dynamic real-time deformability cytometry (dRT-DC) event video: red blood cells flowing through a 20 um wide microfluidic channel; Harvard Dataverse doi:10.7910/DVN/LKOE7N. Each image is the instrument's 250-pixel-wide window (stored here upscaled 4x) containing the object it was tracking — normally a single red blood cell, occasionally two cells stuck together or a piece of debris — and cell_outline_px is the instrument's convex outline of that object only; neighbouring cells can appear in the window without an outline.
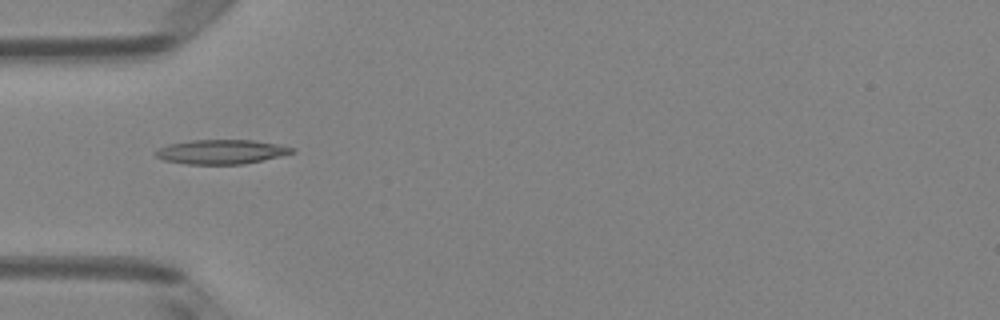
{"species": "Egyptian fruit bat (a non-hibernating species)", "species_latin": "Rousettus aegyptiacus", "temperature_condition": "room temperature", "stored_images_in_passage": 7, "camera_frame_rate_fps": 3000, "um_per_image_px": 0.085, "animal": {"sex": "female"}, "frame": {"image": 1, "passage_image": 4, "time_ms": 1.0, "image_size_px": [1000, 320], "cell_outline_px": [[296, 152], [280, 156], [244, 164], [184, 164], [164, 160], [156, 156], [152, 152], [168, 144], [192, 140], [252, 140], [276, 144], [296, 148]], "centroid_in_image_um": [18.8, 12.9], "position_along_channel_um": 66.2, "area_um2": 19.36}}
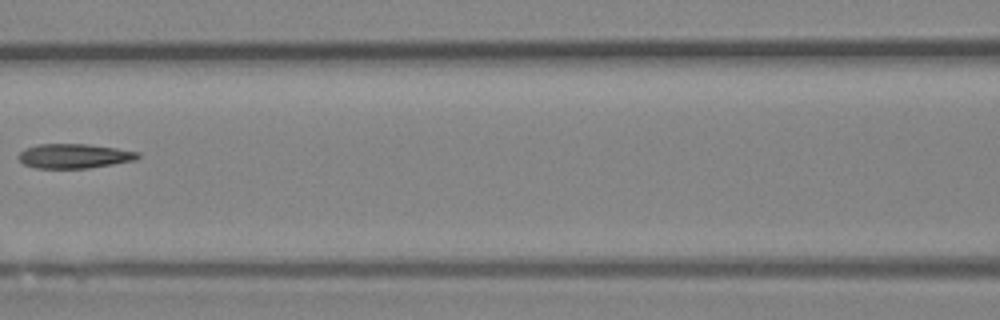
{"frame": {"image": 2, "passage_image": 6, "time_ms": 1.667, "image_size_px": [1000, 320], "cell_outline_px": [[140, 156], [136, 160], [88, 168], [36, 168], [24, 164], [16, 156], [24, 148], [36, 144], [88, 144], [116, 148], [140, 152]], "centroid_in_image_um": [6.29, 13.25], "position_along_channel_um": 160.3, "area_um2": 17.11}}
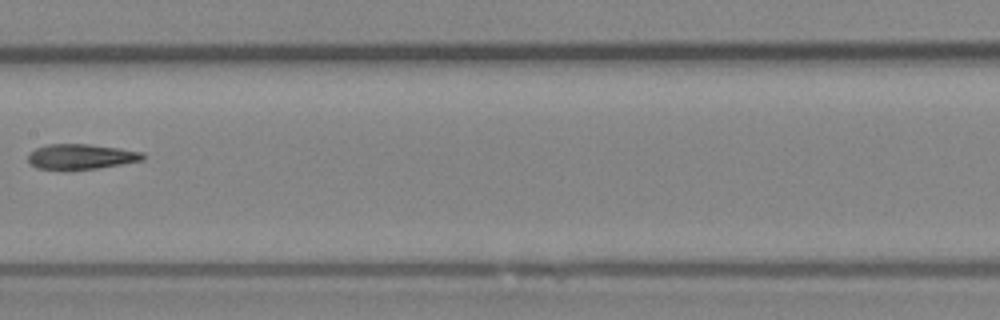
{"frame": {"image": 3, "passage_image": 7, "time_ms": 2.0, "image_size_px": [1000, 320], "cell_outline_px": [[144, 160], [96, 168], [68, 172], [36, 168], [28, 160], [28, 156], [36, 148], [48, 144], [88, 144], [144, 152]], "centroid_in_image_um": [6.85, 13.34], "position_along_channel_um": 200.6, "area_um2": 17.11}}